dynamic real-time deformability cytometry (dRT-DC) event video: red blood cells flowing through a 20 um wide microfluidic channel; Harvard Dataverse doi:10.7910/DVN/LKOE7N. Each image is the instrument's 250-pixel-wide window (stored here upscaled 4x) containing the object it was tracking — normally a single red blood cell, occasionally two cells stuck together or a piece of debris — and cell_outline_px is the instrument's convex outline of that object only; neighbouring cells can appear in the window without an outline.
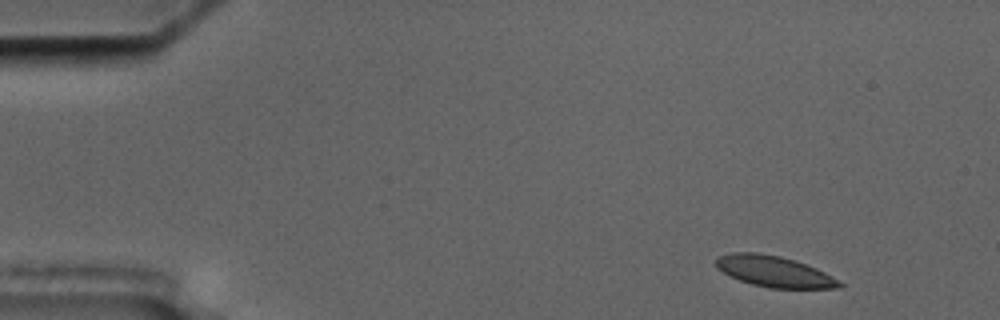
{"species": "common noctule bat (a hibernating species)", "species_latin": "Nyctalus noctula", "temperature_condition": "cold", "stored_images_in_passage": 5, "camera_frame_rate_fps": 3000, "um_per_image_px": 0.085, "animal": {"sex": "male", "body_mass_g": 17.5, "forearm_length_mm": 52.3}, "frame": {"image": 1, "passage_image": 2, "time_ms": 1.0, "image_size_px": [1000, 320], "cell_outline_px": [[844, 288], [772, 288], [752, 284], [740, 280], [716, 268], [716, 256], [732, 252], [756, 252], [780, 256], [816, 268], [824, 272], [844, 284]], "centroid_in_image_um": [65.79, 23.07], "position_along_channel_um": 19.2, "area_um2": 22.08}}
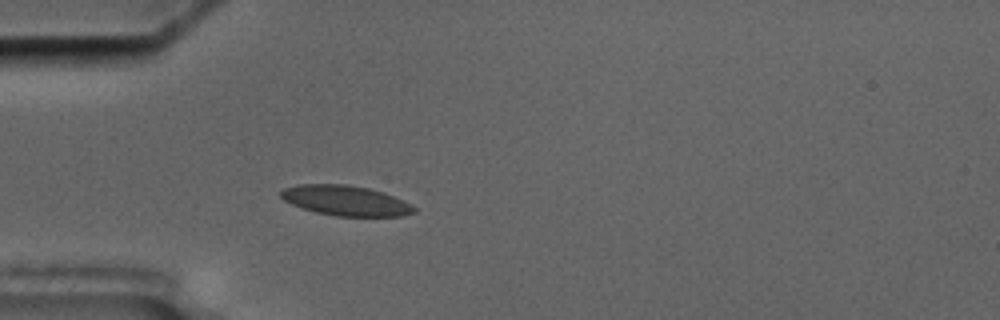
{"frame": {"image": 2, "passage_image": 5, "time_ms": 4.667, "image_size_px": [1000, 320], "cell_outline_px": [[416, 212], [404, 216], [336, 216], [316, 212], [292, 204], [284, 200], [280, 196], [280, 192], [284, 188], [300, 184], [344, 184], [368, 188], [384, 192], [412, 204], [416, 208]], "centroid_in_image_um": [29.42, 17.05], "position_along_channel_um": 55.6, "area_um2": 23.35}}